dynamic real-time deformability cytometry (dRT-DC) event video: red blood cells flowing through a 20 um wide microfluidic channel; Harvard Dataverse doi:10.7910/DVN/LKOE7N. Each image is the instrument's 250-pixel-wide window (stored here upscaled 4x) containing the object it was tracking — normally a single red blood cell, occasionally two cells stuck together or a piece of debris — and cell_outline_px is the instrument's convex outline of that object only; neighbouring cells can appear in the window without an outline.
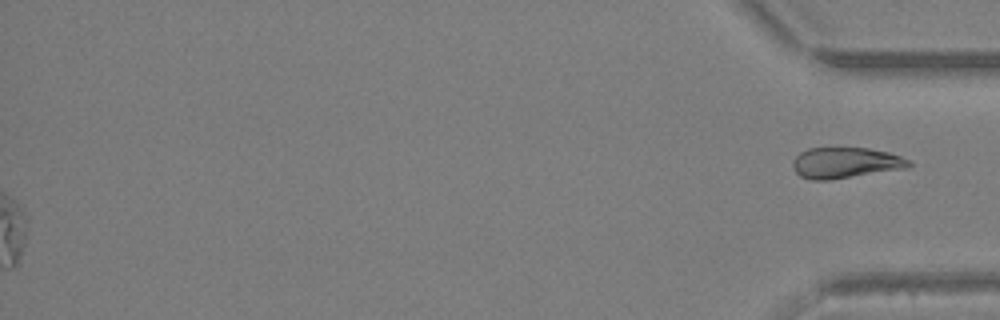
{"species": "Egyptian fruit bat (a non-hibernating species)", "species_latin": "Rousettus aegyptiacus", "temperature_condition": "warm", "stored_images_in_passage": 37, "segment_of_instrument_passage": [2, 2], "camera_frame_rate_fps": 3000, "um_per_image_px": 0.085, "animal": {"sex": "female"}, "frame": {"image": 1, "passage_image": 37, "time_ms": 12.0, "image_size_px": [1000, 320], "cell_outline_px": [[912, 164], [908, 168], [828, 180], [812, 180], [800, 176], [796, 172], [792, 164], [796, 156], [800, 152], [808, 148], [868, 148], [888, 152], [900, 156], [908, 160]], "centroid_in_image_um": [71.86, 13.84], "position_along_channel_um": 363.3, "area_um2": 20.75}}